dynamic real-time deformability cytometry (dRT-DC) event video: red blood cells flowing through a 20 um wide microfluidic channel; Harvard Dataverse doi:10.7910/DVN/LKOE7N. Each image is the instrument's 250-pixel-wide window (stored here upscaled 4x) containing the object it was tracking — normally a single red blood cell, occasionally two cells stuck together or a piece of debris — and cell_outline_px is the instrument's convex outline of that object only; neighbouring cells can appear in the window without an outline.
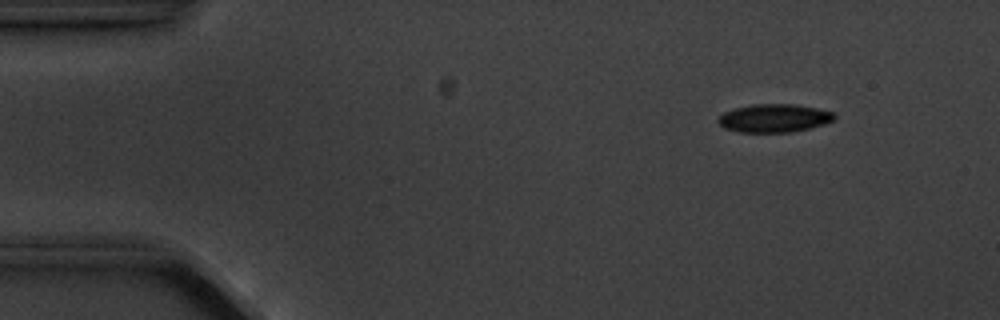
{"species": "common noctule bat (a hibernating species)", "species_latin": "Nyctalus noctula", "temperature_condition": "cold", "stored_images_in_passage": 4, "camera_frame_rate_fps": 3000, "um_per_image_px": 0.085, "animal": {"sex": "male", "body_mass_g": 20.1, "forearm_length_mm": 53.5}, "frame": {"image": 1, "passage_image": 2, "time_ms": 1.333, "image_size_px": [1000, 320], "cell_outline_px": [[836, 116], [832, 120], [824, 124], [812, 128], [792, 132], [740, 132], [724, 128], [716, 120], [724, 112], [736, 108], [752, 104], [792, 104], [816, 108], [832, 112]], "centroid_in_image_um": [65.79, 10.05], "position_along_channel_um": 19.2, "area_um2": 19.02}}